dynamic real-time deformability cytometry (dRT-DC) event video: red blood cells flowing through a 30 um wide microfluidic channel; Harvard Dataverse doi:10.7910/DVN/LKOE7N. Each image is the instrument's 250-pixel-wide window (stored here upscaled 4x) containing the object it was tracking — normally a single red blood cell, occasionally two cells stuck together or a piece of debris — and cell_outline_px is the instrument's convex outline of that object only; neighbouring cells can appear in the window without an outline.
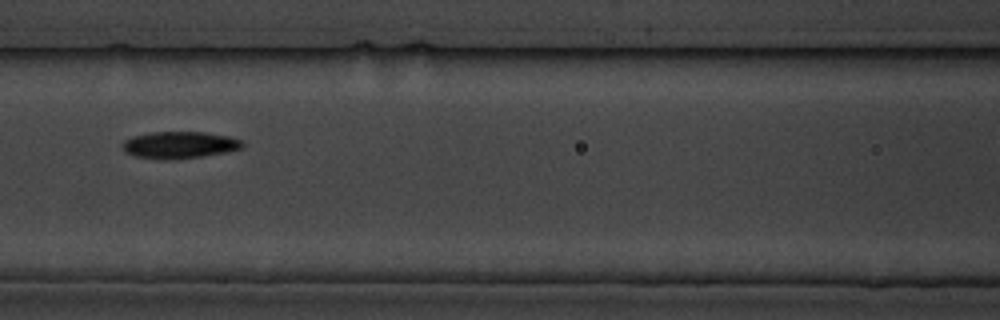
{"species": "common noctule bat (a hibernating species)", "species_latin": "Nyctalus noctula", "temperature_condition": "cold", "stored_images_in_passage": 13, "camera_frame_rate_fps": 3000, "um_per_image_px": 0.085, "animal": {"sex": "male", "body_mass_g": 19.5, "forearm_length_mm": 54.6}, "frame": {"image": 1, "passage_image": 6, "time_ms": 6.667, "image_size_px": [1000, 320], "cell_outline_px": [[244, 148], [228, 152], [204, 156], [168, 160], [160, 160], [136, 156], [124, 152], [120, 144], [124, 140], [132, 136], [152, 132], [204, 132], [228, 136], [244, 140]], "centroid_in_image_um": [15.27, 12.33], "position_along_channel_um": 151.3, "area_um2": 19.19}}
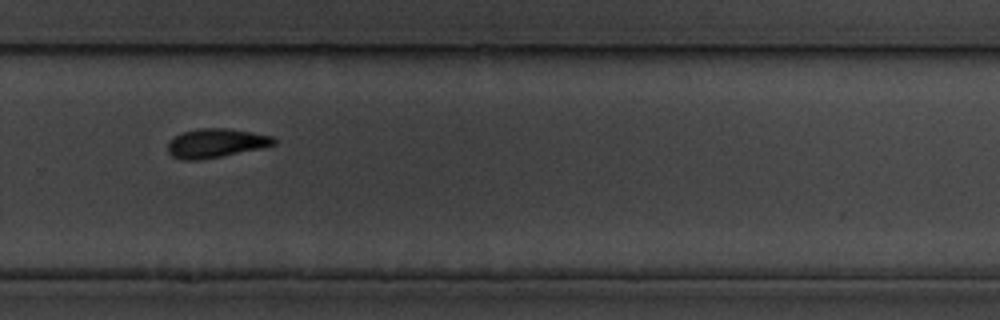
{"frame": {"image": 2, "passage_image": 10, "time_ms": 11.333, "image_size_px": [1000, 320], "cell_outline_px": [[276, 144], [264, 148], [200, 160], [180, 160], [172, 156], [168, 152], [168, 144], [176, 136], [184, 132], [200, 128], [224, 128], [252, 132], [272, 136], [276, 140]], "centroid_in_image_um": [18.38, 12.18], "position_along_channel_um": 311.4, "area_um2": 17.86}, "authors_computed_cell_mechanics": {"area_um2": 18.6694, "velocity_mm_per_s": 3.4401, "shape_relaxation_time_tau1_ms": 3.2582, "shape_relaxation_time_tau2_ms": 8.4151, "deformation_change_tau1": 0.0908, "deformation_change_tau2": 0.1476}}